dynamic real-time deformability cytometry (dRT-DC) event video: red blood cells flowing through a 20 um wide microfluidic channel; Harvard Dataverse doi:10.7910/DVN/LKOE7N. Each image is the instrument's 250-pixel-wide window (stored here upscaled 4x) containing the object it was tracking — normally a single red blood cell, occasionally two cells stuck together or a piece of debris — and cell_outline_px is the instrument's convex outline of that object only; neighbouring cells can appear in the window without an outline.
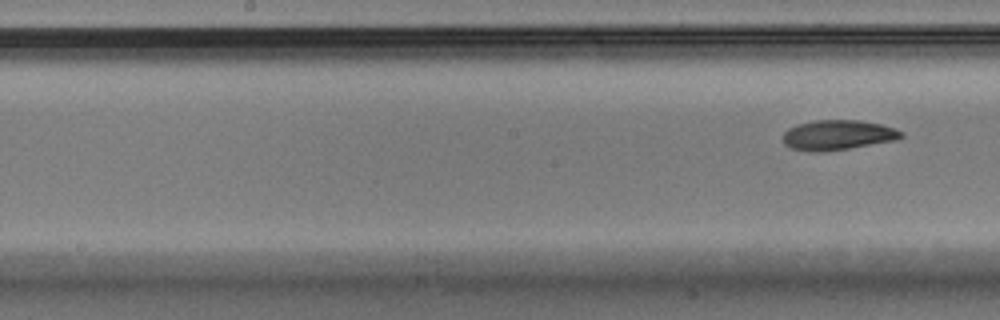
{"species": "Egyptian fruit bat (a non-hibernating species)", "species_latin": "Rousettus aegyptiacus", "temperature_condition": "warm", "stored_images_in_passage": 13, "segment_of_instrument_passage": [2, 2], "camera_frame_rate_fps": 3000, "um_per_image_px": 0.085, "animal": {"sex": "male"}, "frame": {"image": 1, "passage_image": 13, "time_ms": 4.0, "image_size_px": [1000, 320], "cell_outline_px": [[904, 136], [896, 140], [824, 152], [812, 152], [792, 148], [784, 144], [784, 132], [788, 128], [796, 124], [816, 120], [860, 120], [880, 124], [896, 128], [904, 132]], "centroid_in_image_um": [71.22, 11.47], "position_along_channel_um": 177.0, "area_um2": 20.69}}